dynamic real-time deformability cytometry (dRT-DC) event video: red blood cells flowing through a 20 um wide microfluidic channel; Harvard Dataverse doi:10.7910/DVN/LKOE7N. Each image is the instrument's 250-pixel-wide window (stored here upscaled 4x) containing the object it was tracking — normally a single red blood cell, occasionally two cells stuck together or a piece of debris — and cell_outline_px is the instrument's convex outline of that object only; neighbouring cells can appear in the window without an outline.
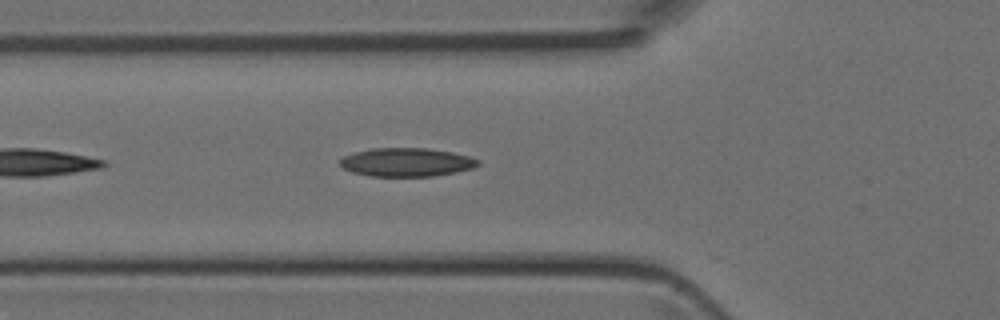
{"species": "Egyptian fruit bat (a non-hibernating species)", "species_latin": "Rousettus aegyptiacus", "temperature_condition": "room temperature", "stored_images_in_passage": 12, "camera_frame_rate_fps": 3000, "um_per_image_px": 0.085, "animal": {"sex": "female"}, "frame": {"image": 1, "passage_image": 4, "time_ms": 1.0, "image_size_px": [1000, 320], "cell_outline_px": [[480, 164], [472, 168], [456, 172], [432, 176], [368, 176], [352, 172], [344, 168], [340, 164], [340, 160], [344, 156], [352, 152], [372, 148], [428, 148], [452, 152], [468, 156], [480, 160]], "centroid_in_image_um": [34.54, 13.78], "position_along_channel_um": 91.3, "area_um2": 23.0}}
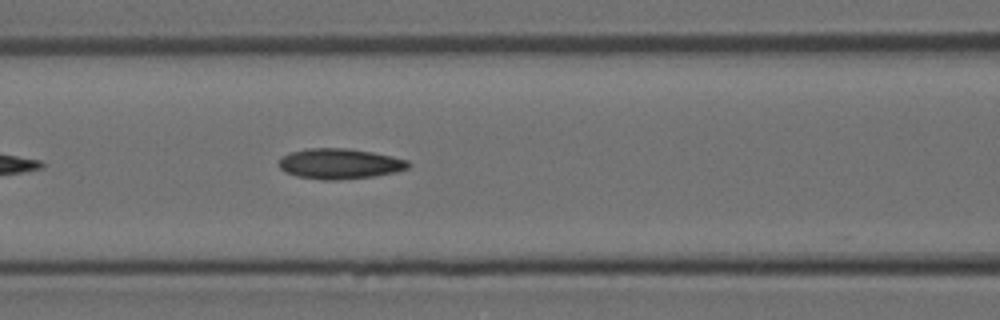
{"frame": {"image": 2, "passage_image": 7, "time_ms": 2.0, "image_size_px": [1000, 320], "cell_outline_px": [[412, 164], [408, 168], [396, 172], [372, 176], [336, 180], [324, 180], [296, 176], [284, 172], [280, 168], [280, 156], [292, 152], [308, 148], [348, 148], [372, 152], [392, 156], [408, 160]], "centroid_in_image_um": [28.88, 13.91], "position_along_channel_um": 137.7, "area_um2": 22.95}}